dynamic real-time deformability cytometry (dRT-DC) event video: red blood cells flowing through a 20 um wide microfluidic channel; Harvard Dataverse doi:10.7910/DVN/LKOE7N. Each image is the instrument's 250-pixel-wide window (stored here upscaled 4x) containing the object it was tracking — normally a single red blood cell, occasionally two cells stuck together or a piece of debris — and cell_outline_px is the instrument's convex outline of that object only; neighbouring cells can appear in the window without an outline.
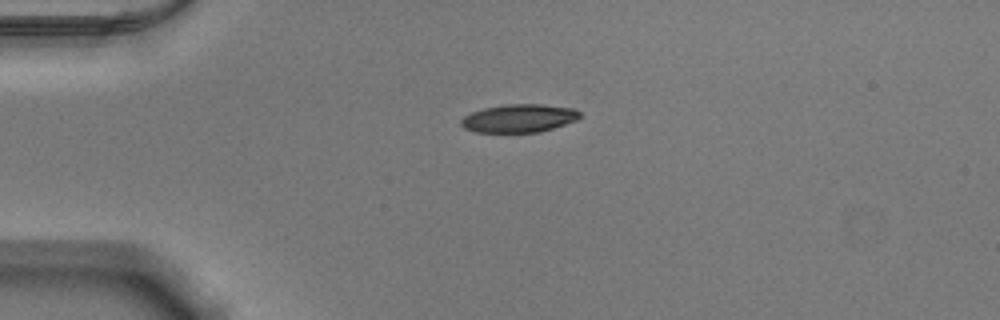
{"species": "Egyptian fruit bat (a non-hibernating species)", "species_latin": "Rousettus aegyptiacus", "temperature_condition": "warm", "stored_images_in_passage": 35, "camera_frame_rate_fps": 3000, "um_per_image_px": 0.085, "animal": {"sex": "male"}, "frame": {"image": 1, "passage_image": 1, "time_ms": 0.0, "image_size_px": [1000, 320], "cell_outline_px": [[580, 116], [576, 120], [540, 132], [476, 132], [464, 128], [460, 124], [460, 120], [464, 116], [472, 112], [484, 108], [504, 104], [540, 104], [572, 108], [580, 112]], "centroid_in_image_um": [44.08, 10.05], "position_along_channel_um": 40.9, "area_um2": 19.36}}
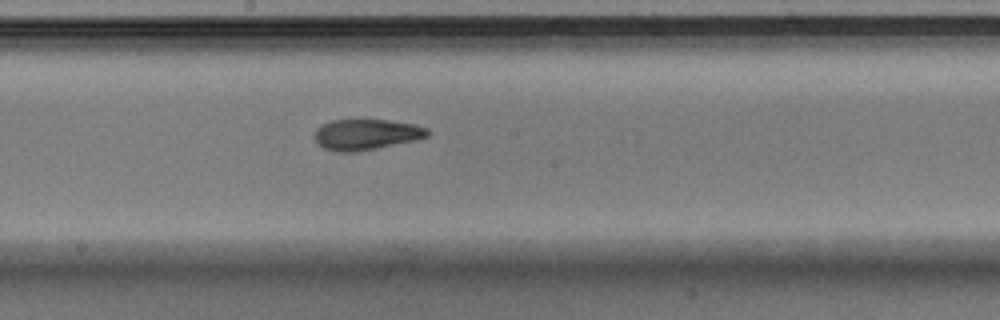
{"frame": {"image": 2, "passage_image": 17, "time_ms": 5.333, "image_size_px": [1000, 320], "cell_outline_px": [[432, 132], [428, 136], [416, 140], [356, 152], [336, 152], [324, 148], [316, 144], [316, 128], [320, 124], [332, 120], [388, 120], [412, 124], [428, 128]], "centroid_in_image_um": [31.12, 11.43], "position_along_channel_um": 217.1, "area_um2": 20.29}}
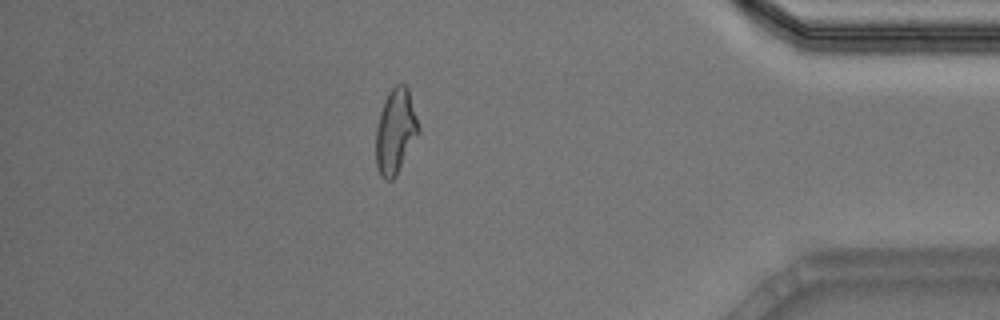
{"frame": {"image": 3, "passage_image": 34, "time_ms": 11.0, "image_size_px": [1000, 320], "cell_outline_px": [[420, 132], [396, 176], [392, 180], [384, 180], [380, 176], [376, 164], [376, 128], [380, 112], [384, 100], [388, 92], [396, 84], [404, 84], [408, 88], [420, 128]], "centroid_in_image_um": [33.62, 11.18], "position_along_channel_um": 401.6, "area_um2": 21.21}}